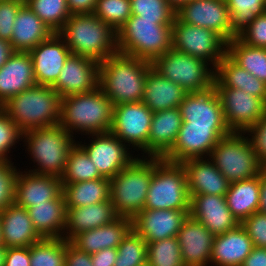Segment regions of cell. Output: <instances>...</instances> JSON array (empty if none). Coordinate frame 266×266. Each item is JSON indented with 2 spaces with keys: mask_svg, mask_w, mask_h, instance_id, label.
<instances>
[{
  "mask_svg": "<svg viewBox=\"0 0 266 266\" xmlns=\"http://www.w3.org/2000/svg\"><path fill=\"white\" fill-rule=\"evenodd\" d=\"M18 0H0V38L10 42L13 24L20 7Z\"/></svg>",
  "mask_w": 266,
  "mask_h": 266,
  "instance_id": "cell-49",
  "label": "cell"
},
{
  "mask_svg": "<svg viewBox=\"0 0 266 266\" xmlns=\"http://www.w3.org/2000/svg\"><path fill=\"white\" fill-rule=\"evenodd\" d=\"M153 112L142 101L123 103L113 108V122L110 132L130 149L147 157V143ZM132 147V148H131Z\"/></svg>",
  "mask_w": 266,
  "mask_h": 266,
  "instance_id": "cell-12",
  "label": "cell"
},
{
  "mask_svg": "<svg viewBox=\"0 0 266 266\" xmlns=\"http://www.w3.org/2000/svg\"><path fill=\"white\" fill-rule=\"evenodd\" d=\"M34 85L36 80L30 53L15 51L0 68V107Z\"/></svg>",
  "mask_w": 266,
  "mask_h": 266,
  "instance_id": "cell-26",
  "label": "cell"
},
{
  "mask_svg": "<svg viewBox=\"0 0 266 266\" xmlns=\"http://www.w3.org/2000/svg\"><path fill=\"white\" fill-rule=\"evenodd\" d=\"M61 96L51 86L34 85L11 97L0 108L22 132L59 125Z\"/></svg>",
  "mask_w": 266,
  "mask_h": 266,
  "instance_id": "cell-4",
  "label": "cell"
},
{
  "mask_svg": "<svg viewBox=\"0 0 266 266\" xmlns=\"http://www.w3.org/2000/svg\"><path fill=\"white\" fill-rule=\"evenodd\" d=\"M221 100L226 126L245 133L266 114V102L241 89L214 87Z\"/></svg>",
  "mask_w": 266,
  "mask_h": 266,
  "instance_id": "cell-15",
  "label": "cell"
},
{
  "mask_svg": "<svg viewBox=\"0 0 266 266\" xmlns=\"http://www.w3.org/2000/svg\"><path fill=\"white\" fill-rule=\"evenodd\" d=\"M53 34L50 27L25 3L16 15L10 43L15 51L29 52Z\"/></svg>",
  "mask_w": 266,
  "mask_h": 266,
  "instance_id": "cell-31",
  "label": "cell"
},
{
  "mask_svg": "<svg viewBox=\"0 0 266 266\" xmlns=\"http://www.w3.org/2000/svg\"><path fill=\"white\" fill-rule=\"evenodd\" d=\"M154 171V157L137 156L110 182V200L119 217L133 219L144 210Z\"/></svg>",
  "mask_w": 266,
  "mask_h": 266,
  "instance_id": "cell-7",
  "label": "cell"
},
{
  "mask_svg": "<svg viewBox=\"0 0 266 266\" xmlns=\"http://www.w3.org/2000/svg\"><path fill=\"white\" fill-rule=\"evenodd\" d=\"M189 215L200 221L214 236L234 229L240 224L231 214L225 196L192 195Z\"/></svg>",
  "mask_w": 266,
  "mask_h": 266,
  "instance_id": "cell-23",
  "label": "cell"
},
{
  "mask_svg": "<svg viewBox=\"0 0 266 266\" xmlns=\"http://www.w3.org/2000/svg\"><path fill=\"white\" fill-rule=\"evenodd\" d=\"M231 18V29L238 35L257 16L266 12V0H226Z\"/></svg>",
  "mask_w": 266,
  "mask_h": 266,
  "instance_id": "cell-41",
  "label": "cell"
},
{
  "mask_svg": "<svg viewBox=\"0 0 266 266\" xmlns=\"http://www.w3.org/2000/svg\"><path fill=\"white\" fill-rule=\"evenodd\" d=\"M103 178L88 154L76 143L69 152L61 177L62 184Z\"/></svg>",
  "mask_w": 266,
  "mask_h": 266,
  "instance_id": "cell-38",
  "label": "cell"
},
{
  "mask_svg": "<svg viewBox=\"0 0 266 266\" xmlns=\"http://www.w3.org/2000/svg\"><path fill=\"white\" fill-rule=\"evenodd\" d=\"M118 256L113 266L147 265V243L132 229L118 245Z\"/></svg>",
  "mask_w": 266,
  "mask_h": 266,
  "instance_id": "cell-43",
  "label": "cell"
},
{
  "mask_svg": "<svg viewBox=\"0 0 266 266\" xmlns=\"http://www.w3.org/2000/svg\"><path fill=\"white\" fill-rule=\"evenodd\" d=\"M237 37L249 46L266 48V12L250 22Z\"/></svg>",
  "mask_w": 266,
  "mask_h": 266,
  "instance_id": "cell-48",
  "label": "cell"
},
{
  "mask_svg": "<svg viewBox=\"0 0 266 266\" xmlns=\"http://www.w3.org/2000/svg\"><path fill=\"white\" fill-rule=\"evenodd\" d=\"M70 14H93L97 0H66Z\"/></svg>",
  "mask_w": 266,
  "mask_h": 266,
  "instance_id": "cell-55",
  "label": "cell"
},
{
  "mask_svg": "<svg viewBox=\"0 0 266 266\" xmlns=\"http://www.w3.org/2000/svg\"><path fill=\"white\" fill-rule=\"evenodd\" d=\"M64 266H93L91 254L78 250L69 242L66 246Z\"/></svg>",
  "mask_w": 266,
  "mask_h": 266,
  "instance_id": "cell-53",
  "label": "cell"
},
{
  "mask_svg": "<svg viewBox=\"0 0 266 266\" xmlns=\"http://www.w3.org/2000/svg\"><path fill=\"white\" fill-rule=\"evenodd\" d=\"M22 131L10 119V117L0 108V161L12 162V150L21 145Z\"/></svg>",
  "mask_w": 266,
  "mask_h": 266,
  "instance_id": "cell-45",
  "label": "cell"
},
{
  "mask_svg": "<svg viewBox=\"0 0 266 266\" xmlns=\"http://www.w3.org/2000/svg\"><path fill=\"white\" fill-rule=\"evenodd\" d=\"M114 105L98 86L91 92L61 98L59 125L74 138L110 132Z\"/></svg>",
  "mask_w": 266,
  "mask_h": 266,
  "instance_id": "cell-2",
  "label": "cell"
},
{
  "mask_svg": "<svg viewBox=\"0 0 266 266\" xmlns=\"http://www.w3.org/2000/svg\"><path fill=\"white\" fill-rule=\"evenodd\" d=\"M253 247L247 231L239 224L214 236L210 266H241Z\"/></svg>",
  "mask_w": 266,
  "mask_h": 266,
  "instance_id": "cell-28",
  "label": "cell"
},
{
  "mask_svg": "<svg viewBox=\"0 0 266 266\" xmlns=\"http://www.w3.org/2000/svg\"><path fill=\"white\" fill-rule=\"evenodd\" d=\"M151 63L117 52L99 63V87L112 104L141 102Z\"/></svg>",
  "mask_w": 266,
  "mask_h": 266,
  "instance_id": "cell-1",
  "label": "cell"
},
{
  "mask_svg": "<svg viewBox=\"0 0 266 266\" xmlns=\"http://www.w3.org/2000/svg\"><path fill=\"white\" fill-rule=\"evenodd\" d=\"M2 244L8 247H30L42 237L35 230L28 210L15 202L0 212Z\"/></svg>",
  "mask_w": 266,
  "mask_h": 266,
  "instance_id": "cell-25",
  "label": "cell"
},
{
  "mask_svg": "<svg viewBox=\"0 0 266 266\" xmlns=\"http://www.w3.org/2000/svg\"><path fill=\"white\" fill-rule=\"evenodd\" d=\"M118 256L117 248H106L91 254L93 266H113Z\"/></svg>",
  "mask_w": 266,
  "mask_h": 266,
  "instance_id": "cell-54",
  "label": "cell"
},
{
  "mask_svg": "<svg viewBox=\"0 0 266 266\" xmlns=\"http://www.w3.org/2000/svg\"><path fill=\"white\" fill-rule=\"evenodd\" d=\"M192 195L225 196L229 182L209 158H190L182 163Z\"/></svg>",
  "mask_w": 266,
  "mask_h": 266,
  "instance_id": "cell-24",
  "label": "cell"
},
{
  "mask_svg": "<svg viewBox=\"0 0 266 266\" xmlns=\"http://www.w3.org/2000/svg\"><path fill=\"white\" fill-rule=\"evenodd\" d=\"M209 159L229 183L252 178L265 169L258 161L245 133L231 132L222 137Z\"/></svg>",
  "mask_w": 266,
  "mask_h": 266,
  "instance_id": "cell-9",
  "label": "cell"
},
{
  "mask_svg": "<svg viewBox=\"0 0 266 266\" xmlns=\"http://www.w3.org/2000/svg\"><path fill=\"white\" fill-rule=\"evenodd\" d=\"M132 15L148 20H174L175 10L166 0H130Z\"/></svg>",
  "mask_w": 266,
  "mask_h": 266,
  "instance_id": "cell-46",
  "label": "cell"
},
{
  "mask_svg": "<svg viewBox=\"0 0 266 266\" xmlns=\"http://www.w3.org/2000/svg\"><path fill=\"white\" fill-rule=\"evenodd\" d=\"M133 229V220L119 217L113 223L75 235L70 243L78 250L93 254L106 248H117Z\"/></svg>",
  "mask_w": 266,
  "mask_h": 266,
  "instance_id": "cell-27",
  "label": "cell"
},
{
  "mask_svg": "<svg viewBox=\"0 0 266 266\" xmlns=\"http://www.w3.org/2000/svg\"><path fill=\"white\" fill-rule=\"evenodd\" d=\"M18 169L14 162L0 161V212L14 202Z\"/></svg>",
  "mask_w": 266,
  "mask_h": 266,
  "instance_id": "cell-47",
  "label": "cell"
},
{
  "mask_svg": "<svg viewBox=\"0 0 266 266\" xmlns=\"http://www.w3.org/2000/svg\"><path fill=\"white\" fill-rule=\"evenodd\" d=\"M58 34L72 54L98 63L118 52L117 32L95 14H72Z\"/></svg>",
  "mask_w": 266,
  "mask_h": 266,
  "instance_id": "cell-3",
  "label": "cell"
},
{
  "mask_svg": "<svg viewBox=\"0 0 266 266\" xmlns=\"http://www.w3.org/2000/svg\"><path fill=\"white\" fill-rule=\"evenodd\" d=\"M172 47L209 63L214 69L227 53V42L214 31L181 22L172 23Z\"/></svg>",
  "mask_w": 266,
  "mask_h": 266,
  "instance_id": "cell-11",
  "label": "cell"
},
{
  "mask_svg": "<svg viewBox=\"0 0 266 266\" xmlns=\"http://www.w3.org/2000/svg\"><path fill=\"white\" fill-rule=\"evenodd\" d=\"M37 85L52 86L71 54L65 40L54 33L29 51Z\"/></svg>",
  "mask_w": 266,
  "mask_h": 266,
  "instance_id": "cell-18",
  "label": "cell"
},
{
  "mask_svg": "<svg viewBox=\"0 0 266 266\" xmlns=\"http://www.w3.org/2000/svg\"><path fill=\"white\" fill-rule=\"evenodd\" d=\"M18 1H20V2H22V3H27L29 0H18Z\"/></svg>",
  "mask_w": 266,
  "mask_h": 266,
  "instance_id": "cell-62",
  "label": "cell"
},
{
  "mask_svg": "<svg viewBox=\"0 0 266 266\" xmlns=\"http://www.w3.org/2000/svg\"><path fill=\"white\" fill-rule=\"evenodd\" d=\"M230 133L228 127L189 126L188 122H182L172 148L162 159L182 163L190 158H209L219 140Z\"/></svg>",
  "mask_w": 266,
  "mask_h": 266,
  "instance_id": "cell-14",
  "label": "cell"
},
{
  "mask_svg": "<svg viewBox=\"0 0 266 266\" xmlns=\"http://www.w3.org/2000/svg\"><path fill=\"white\" fill-rule=\"evenodd\" d=\"M189 211L144 209L133 220V229L151 243L171 237H177Z\"/></svg>",
  "mask_w": 266,
  "mask_h": 266,
  "instance_id": "cell-21",
  "label": "cell"
},
{
  "mask_svg": "<svg viewBox=\"0 0 266 266\" xmlns=\"http://www.w3.org/2000/svg\"><path fill=\"white\" fill-rule=\"evenodd\" d=\"M178 107L153 112L147 143V157L162 158L173 146L181 128Z\"/></svg>",
  "mask_w": 266,
  "mask_h": 266,
  "instance_id": "cell-30",
  "label": "cell"
},
{
  "mask_svg": "<svg viewBox=\"0 0 266 266\" xmlns=\"http://www.w3.org/2000/svg\"><path fill=\"white\" fill-rule=\"evenodd\" d=\"M62 186L67 209L110 200V182L105 177Z\"/></svg>",
  "mask_w": 266,
  "mask_h": 266,
  "instance_id": "cell-36",
  "label": "cell"
},
{
  "mask_svg": "<svg viewBox=\"0 0 266 266\" xmlns=\"http://www.w3.org/2000/svg\"><path fill=\"white\" fill-rule=\"evenodd\" d=\"M118 218L111 200L68 208L63 238L70 241L83 231L113 223Z\"/></svg>",
  "mask_w": 266,
  "mask_h": 266,
  "instance_id": "cell-29",
  "label": "cell"
},
{
  "mask_svg": "<svg viewBox=\"0 0 266 266\" xmlns=\"http://www.w3.org/2000/svg\"><path fill=\"white\" fill-rule=\"evenodd\" d=\"M258 161L266 168V114L245 132Z\"/></svg>",
  "mask_w": 266,
  "mask_h": 266,
  "instance_id": "cell-51",
  "label": "cell"
},
{
  "mask_svg": "<svg viewBox=\"0 0 266 266\" xmlns=\"http://www.w3.org/2000/svg\"><path fill=\"white\" fill-rule=\"evenodd\" d=\"M0 246H3V244H2V237H1V227H0Z\"/></svg>",
  "mask_w": 266,
  "mask_h": 266,
  "instance_id": "cell-61",
  "label": "cell"
},
{
  "mask_svg": "<svg viewBox=\"0 0 266 266\" xmlns=\"http://www.w3.org/2000/svg\"><path fill=\"white\" fill-rule=\"evenodd\" d=\"M15 52L11 43L0 38V68L7 62V60Z\"/></svg>",
  "mask_w": 266,
  "mask_h": 266,
  "instance_id": "cell-58",
  "label": "cell"
},
{
  "mask_svg": "<svg viewBox=\"0 0 266 266\" xmlns=\"http://www.w3.org/2000/svg\"><path fill=\"white\" fill-rule=\"evenodd\" d=\"M186 94L180 85L166 79L152 67L148 70L142 102L152 112L179 107Z\"/></svg>",
  "mask_w": 266,
  "mask_h": 266,
  "instance_id": "cell-32",
  "label": "cell"
},
{
  "mask_svg": "<svg viewBox=\"0 0 266 266\" xmlns=\"http://www.w3.org/2000/svg\"><path fill=\"white\" fill-rule=\"evenodd\" d=\"M5 254L6 248L4 246H0V266H4Z\"/></svg>",
  "mask_w": 266,
  "mask_h": 266,
  "instance_id": "cell-60",
  "label": "cell"
},
{
  "mask_svg": "<svg viewBox=\"0 0 266 266\" xmlns=\"http://www.w3.org/2000/svg\"><path fill=\"white\" fill-rule=\"evenodd\" d=\"M214 87L241 89L266 102V84L237 65L227 54L215 68Z\"/></svg>",
  "mask_w": 266,
  "mask_h": 266,
  "instance_id": "cell-34",
  "label": "cell"
},
{
  "mask_svg": "<svg viewBox=\"0 0 266 266\" xmlns=\"http://www.w3.org/2000/svg\"><path fill=\"white\" fill-rule=\"evenodd\" d=\"M184 266H210L214 235L190 215L177 234Z\"/></svg>",
  "mask_w": 266,
  "mask_h": 266,
  "instance_id": "cell-22",
  "label": "cell"
},
{
  "mask_svg": "<svg viewBox=\"0 0 266 266\" xmlns=\"http://www.w3.org/2000/svg\"><path fill=\"white\" fill-rule=\"evenodd\" d=\"M178 108L182 122H188L189 126L227 127L214 86L202 92L187 93Z\"/></svg>",
  "mask_w": 266,
  "mask_h": 266,
  "instance_id": "cell-19",
  "label": "cell"
},
{
  "mask_svg": "<svg viewBox=\"0 0 266 266\" xmlns=\"http://www.w3.org/2000/svg\"><path fill=\"white\" fill-rule=\"evenodd\" d=\"M4 266H30V247L6 248Z\"/></svg>",
  "mask_w": 266,
  "mask_h": 266,
  "instance_id": "cell-52",
  "label": "cell"
},
{
  "mask_svg": "<svg viewBox=\"0 0 266 266\" xmlns=\"http://www.w3.org/2000/svg\"><path fill=\"white\" fill-rule=\"evenodd\" d=\"M241 266H266V248L253 247Z\"/></svg>",
  "mask_w": 266,
  "mask_h": 266,
  "instance_id": "cell-56",
  "label": "cell"
},
{
  "mask_svg": "<svg viewBox=\"0 0 266 266\" xmlns=\"http://www.w3.org/2000/svg\"><path fill=\"white\" fill-rule=\"evenodd\" d=\"M26 4L54 33L71 16L66 0H29Z\"/></svg>",
  "mask_w": 266,
  "mask_h": 266,
  "instance_id": "cell-40",
  "label": "cell"
},
{
  "mask_svg": "<svg viewBox=\"0 0 266 266\" xmlns=\"http://www.w3.org/2000/svg\"><path fill=\"white\" fill-rule=\"evenodd\" d=\"M64 238H42L30 246V266H64L66 246Z\"/></svg>",
  "mask_w": 266,
  "mask_h": 266,
  "instance_id": "cell-39",
  "label": "cell"
},
{
  "mask_svg": "<svg viewBox=\"0 0 266 266\" xmlns=\"http://www.w3.org/2000/svg\"><path fill=\"white\" fill-rule=\"evenodd\" d=\"M148 266H184L177 237L147 243Z\"/></svg>",
  "mask_w": 266,
  "mask_h": 266,
  "instance_id": "cell-42",
  "label": "cell"
},
{
  "mask_svg": "<svg viewBox=\"0 0 266 266\" xmlns=\"http://www.w3.org/2000/svg\"><path fill=\"white\" fill-rule=\"evenodd\" d=\"M60 125L31 129L22 133V146L29 154L30 160L36 164L27 171L37 175L62 177L68 155L77 143ZM34 167V168H33Z\"/></svg>",
  "mask_w": 266,
  "mask_h": 266,
  "instance_id": "cell-5",
  "label": "cell"
},
{
  "mask_svg": "<svg viewBox=\"0 0 266 266\" xmlns=\"http://www.w3.org/2000/svg\"><path fill=\"white\" fill-rule=\"evenodd\" d=\"M225 199L231 214L240 224L246 218L258 212L260 174L249 179L230 183Z\"/></svg>",
  "mask_w": 266,
  "mask_h": 266,
  "instance_id": "cell-35",
  "label": "cell"
},
{
  "mask_svg": "<svg viewBox=\"0 0 266 266\" xmlns=\"http://www.w3.org/2000/svg\"><path fill=\"white\" fill-rule=\"evenodd\" d=\"M226 54L237 65L266 84V48L249 46L236 37L227 43Z\"/></svg>",
  "mask_w": 266,
  "mask_h": 266,
  "instance_id": "cell-37",
  "label": "cell"
},
{
  "mask_svg": "<svg viewBox=\"0 0 266 266\" xmlns=\"http://www.w3.org/2000/svg\"><path fill=\"white\" fill-rule=\"evenodd\" d=\"M35 230L42 238H63L67 208L63 193L55 200L27 208Z\"/></svg>",
  "mask_w": 266,
  "mask_h": 266,
  "instance_id": "cell-33",
  "label": "cell"
},
{
  "mask_svg": "<svg viewBox=\"0 0 266 266\" xmlns=\"http://www.w3.org/2000/svg\"><path fill=\"white\" fill-rule=\"evenodd\" d=\"M20 169L15 179L14 202L17 205L27 209L55 200L63 193L60 177L37 175L25 169L20 171Z\"/></svg>",
  "mask_w": 266,
  "mask_h": 266,
  "instance_id": "cell-20",
  "label": "cell"
},
{
  "mask_svg": "<svg viewBox=\"0 0 266 266\" xmlns=\"http://www.w3.org/2000/svg\"><path fill=\"white\" fill-rule=\"evenodd\" d=\"M241 225L247 231L254 247L266 248V214L255 212Z\"/></svg>",
  "mask_w": 266,
  "mask_h": 266,
  "instance_id": "cell-50",
  "label": "cell"
},
{
  "mask_svg": "<svg viewBox=\"0 0 266 266\" xmlns=\"http://www.w3.org/2000/svg\"><path fill=\"white\" fill-rule=\"evenodd\" d=\"M93 14L116 32L132 15L130 0H97Z\"/></svg>",
  "mask_w": 266,
  "mask_h": 266,
  "instance_id": "cell-44",
  "label": "cell"
},
{
  "mask_svg": "<svg viewBox=\"0 0 266 266\" xmlns=\"http://www.w3.org/2000/svg\"><path fill=\"white\" fill-rule=\"evenodd\" d=\"M175 13L181 22L210 29L227 43L237 37L231 29L226 0H190Z\"/></svg>",
  "mask_w": 266,
  "mask_h": 266,
  "instance_id": "cell-16",
  "label": "cell"
},
{
  "mask_svg": "<svg viewBox=\"0 0 266 266\" xmlns=\"http://www.w3.org/2000/svg\"><path fill=\"white\" fill-rule=\"evenodd\" d=\"M152 68L187 93L202 92L214 86L215 69L206 61L185 54L171 47L157 57Z\"/></svg>",
  "mask_w": 266,
  "mask_h": 266,
  "instance_id": "cell-10",
  "label": "cell"
},
{
  "mask_svg": "<svg viewBox=\"0 0 266 266\" xmlns=\"http://www.w3.org/2000/svg\"><path fill=\"white\" fill-rule=\"evenodd\" d=\"M190 199L183 165L154 157V171L144 209L190 211Z\"/></svg>",
  "mask_w": 266,
  "mask_h": 266,
  "instance_id": "cell-8",
  "label": "cell"
},
{
  "mask_svg": "<svg viewBox=\"0 0 266 266\" xmlns=\"http://www.w3.org/2000/svg\"><path fill=\"white\" fill-rule=\"evenodd\" d=\"M99 86V63L91 58L70 54L58 79L51 86L61 97L91 92Z\"/></svg>",
  "mask_w": 266,
  "mask_h": 266,
  "instance_id": "cell-17",
  "label": "cell"
},
{
  "mask_svg": "<svg viewBox=\"0 0 266 266\" xmlns=\"http://www.w3.org/2000/svg\"><path fill=\"white\" fill-rule=\"evenodd\" d=\"M258 212L266 214V168L260 173V201Z\"/></svg>",
  "mask_w": 266,
  "mask_h": 266,
  "instance_id": "cell-57",
  "label": "cell"
},
{
  "mask_svg": "<svg viewBox=\"0 0 266 266\" xmlns=\"http://www.w3.org/2000/svg\"><path fill=\"white\" fill-rule=\"evenodd\" d=\"M169 5L176 11L178 10L183 4L189 2L190 0H166Z\"/></svg>",
  "mask_w": 266,
  "mask_h": 266,
  "instance_id": "cell-59",
  "label": "cell"
},
{
  "mask_svg": "<svg viewBox=\"0 0 266 266\" xmlns=\"http://www.w3.org/2000/svg\"><path fill=\"white\" fill-rule=\"evenodd\" d=\"M172 23L131 15L117 31L118 52L152 63L172 47Z\"/></svg>",
  "mask_w": 266,
  "mask_h": 266,
  "instance_id": "cell-6",
  "label": "cell"
},
{
  "mask_svg": "<svg viewBox=\"0 0 266 266\" xmlns=\"http://www.w3.org/2000/svg\"><path fill=\"white\" fill-rule=\"evenodd\" d=\"M87 138L88 143L85 139L84 142L77 140V144L88 154L105 178H113L138 156L111 132L87 135Z\"/></svg>",
  "mask_w": 266,
  "mask_h": 266,
  "instance_id": "cell-13",
  "label": "cell"
}]
</instances>
